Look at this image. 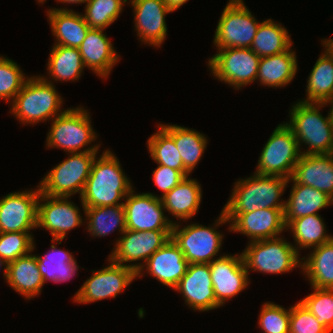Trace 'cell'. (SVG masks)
<instances>
[{
	"label": "cell",
	"instance_id": "obj_1",
	"mask_svg": "<svg viewBox=\"0 0 333 333\" xmlns=\"http://www.w3.org/2000/svg\"><path fill=\"white\" fill-rule=\"evenodd\" d=\"M130 179L121 168L119 159L110 150L95 157L90 175L81 194V204L85 208L123 205L120 202L133 189Z\"/></svg>",
	"mask_w": 333,
	"mask_h": 333
},
{
	"label": "cell",
	"instance_id": "obj_2",
	"mask_svg": "<svg viewBox=\"0 0 333 333\" xmlns=\"http://www.w3.org/2000/svg\"><path fill=\"white\" fill-rule=\"evenodd\" d=\"M46 77H29L10 103V113L24 125L51 121L65 111L61 109L63 99L56 91L54 81Z\"/></svg>",
	"mask_w": 333,
	"mask_h": 333
},
{
	"label": "cell",
	"instance_id": "obj_3",
	"mask_svg": "<svg viewBox=\"0 0 333 333\" xmlns=\"http://www.w3.org/2000/svg\"><path fill=\"white\" fill-rule=\"evenodd\" d=\"M288 179L281 176L255 174L234 183L231 197L223 212H251L258 209H284L282 197ZM281 200V201H280Z\"/></svg>",
	"mask_w": 333,
	"mask_h": 333
},
{
	"label": "cell",
	"instance_id": "obj_4",
	"mask_svg": "<svg viewBox=\"0 0 333 333\" xmlns=\"http://www.w3.org/2000/svg\"><path fill=\"white\" fill-rule=\"evenodd\" d=\"M324 106L327 104L299 100L289 110L290 121L286 124L292 129L299 147L302 143L308 146L302 155L333 153V124L330 112L326 117L320 113Z\"/></svg>",
	"mask_w": 333,
	"mask_h": 333
},
{
	"label": "cell",
	"instance_id": "obj_5",
	"mask_svg": "<svg viewBox=\"0 0 333 333\" xmlns=\"http://www.w3.org/2000/svg\"><path fill=\"white\" fill-rule=\"evenodd\" d=\"M89 115L81 106L65 109L61 115L51 120L46 146L50 149L61 148L68 153L98 152L100 144L88 146L97 138Z\"/></svg>",
	"mask_w": 333,
	"mask_h": 333
},
{
	"label": "cell",
	"instance_id": "obj_6",
	"mask_svg": "<svg viewBox=\"0 0 333 333\" xmlns=\"http://www.w3.org/2000/svg\"><path fill=\"white\" fill-rule=\"evenodd\" d=\"M248 242L241 253L248 274L251 270L265 274H283L294 268H302L301 254L285 238L279 236Z\"/></svg>",
	"mask_w": 333,
	"mask_h": 333
},
{
	"label": "cell",
	"instance_id": "obj_7",
	"mask_svg": "<svg viewBox=\"0 0 333 333\" xmlns=\"http://www.w3.org/2000/svg\"><path fill=\"white\" fill-rule=\"evenodd\" d=\"M224 223L229 221L223 211L212 227L191 223L181 229L180 223L176 222L172 226L171 239L183 252L189 264H210L220 252L224 237L217 231V226Z\"/></svg>",
	"mask_w": 333,
	"mask_h": 333
},
{
	"label": "cell",
	"instance_id": "obj_8",
	"mask_svg": "<svg viewBox=\"0 0 333 333\" xmlns=\"http://www.w3.org/2000/svg\"><path fill=\"white\" fill-rule=\"evenodd\" d=\"M99 152L69 153L68 158L52 168L40 181L42 194L48 196H81L90 175L91 166Z\"/></svg>",
	"mask_w": 333,
	"mask_h": 333
},
{
	"label": "cell",
	"instance_id": "obj_9",
	"mask_svg": "<svg viewBox=\"0 0 333 333\" xmlns=\"http://www.w3.org/2000/svg\"><path fill=\"white\" fill-rule=\"evenodd\" d=\"M301 150L292 129L286 123L278 124L262 149L254 173L290 179Z\"/></svg>",
	"mask_w": 333,
	"mask_h": 333
},
{
	"label": "cell",
	"instance_id": "obj_10",
	"mask_svg": "<svg viewBox=\"0 0 333 333\" xmlns=\"http://www.w3.org/2000/svg\"><path fill=\"white\" fill-rule=\"evenodd\" d=\"M259 25L243 0H229L219 18L213 44L216 49L250 48Z\"/></svg>",
	"mask_w": 333,
	"mask_h": 333
},
{
	"label": "cell",
	"instance_id": "obj_11",
	"mask_svg": "<svg viewBox=\"0 0 333 333\" xmlns=\"http://www.w3.org/2000/svg\"><path fill=\"white\" fill-rule=\"evenodd\" d=\"M260 59L250 48H226L218 49L207 65L216 79L239 90L256 80Z\"/></svg>",
	"mask_w": 333,
	"mask_h": 333
},
{
	"label": "cell",
	"instance_id": "obj_12",
	"mask_svg": "<svg viewBox=\"0 0 333 333\" xmlns=\"http://www.w3.org/2000/svg\"><path fill=\"white\" fill-rule=\"evenodd\" d=\"M170 240L171 231H131L126 229L115 241V246L108 257L113 262L138 272L142 263L136 264L134 262L141 260L145 263L155 251Z\"/></svg>",
	"mask_w": 333,
	"mask_h": 333
},
{
	"label": "cell",
	"instance_id": "obj_13",
	"mask_svg": "<svg viewBox=\"0 0 333 333\" xmlns=\"http://www.w3.org/2000/svg\"><path fill=\"white\" fill-rule=\"evenodd\" d=\"M110 264L95 272L76 292L73 301L79 304L97 302L106 298H116L137 278V272L117 264L108 258Z\"/></svg>",
	"mask_w": 333,
	"mask_h": 333
},
{
	"label": "cell",
	"instance_id": "obj_14",
	"mask_svg": "<svg viewBox=\"0 0 333 333\" xmlns=\"http://www.w3.org/2000/svg\"><path fill=\"white\" fill-rule=\"evenodd\" d=\"M123 201L127 230L172 231L176 222L164 215L165 208L160 196L150 192L137 194L132 189Z\"/></svg>",
	"mask_w": 333,
	"mask_h": 333
},
{
	"label": "cell",
	"instance_id": "obj_15",
	"mask_svg": "<svg viewBox=\"0 0 333 333\" xmlns=\"http://www.w3.org/2000/svg\"><path fill=\"white\" fill-rule=\"evenodd\" d=\"M37 189L17 191L6 194L0 199V233H30L37 228L38 201Z\"/></svg>",
	"mask_w": 333,
	"mask_h": 333
},
{
	"label": "cell",
	"instance_id": "obj_16",
	"mask_svg": "<svg viewBox=\"0 0 333 333\" xmlns=\"http://www.w3.org/2000/svg\"><path fill=\"white\" fill-rule=\"evenodd\" d=\"M68 198L70 199V197L48 196L40 193L37 228L50 231L52 239L63 240L67 237V232L85 222L78 206L68 201Z\"/></svg>",
	"mask_w": 333,
	"mask_h": 333
},
{
	"label": "cell",
	"instance_id": "obj_17",
	"mask_svg": "<svg viewBox=\"0 0 333 333\" xmlns=\"http://www.w3.org/2000/svg\"><path fill=\"white\" fill-rule=\"evenodd\" d=\"M230 223L229 232L241 233L251 241L281 236L286 229L284 209H258L251 212H224Z\"/></svg>",
	"mask_w": 333,
	"mask_h": 333
},
{
	"label": "cell",
	"instance_id": "obj_18",
	"mask_svg": "<svg viewBox=\"0 0 333 333\" xmlns=\"http://www.w3.org/2000/svg\"><path fill=\"white\" fill-rule=\"evenodd\" d=\"M217 308L248 287L250 281L242 255H221L210 264Z\"/></svg>",
	"mask_w": 333,
	"mask_h": 333
},
{
	"label": "cell",
	"instance_id": "obj_19",
	"mask_svg": "<svg viewBox=\"0 0 333 333\" xmlns=\"http://www.w3.org/2000/svg\"><path fill=\"white\" fill-rule=\"evenodd\" d=\"M140 42L160 47L167 36L165 16L172 12L163 0H130Z\"/></svg>",
	"mask_w": 333,
	"mask_h": 333
},
{
	"label": "cell",
	"instance_id": "obj_20",
	"mask_svg": "<svg viewBox=\"0 0 333 333\" xmlns=\"http://www.w3.org/2000/svg\"><path fill=\"white\" fill-rule=\"evenodd\" d=\"M174 290L183 295L185 304L194 311L217 308L209 264H189Z\"/></svg>",
	"mask_w": 333,
	"mask_h": 333
},
{
	"label": "cell",
	"instance_id": "obj_21",
	"mask_svg": "<svg viewBox=\"0 0 333 333\" xmlns=\"http://www.w3.org/2000/svg\"><path fill=\"white\" fill-rule=\"evenodd\" d=\"M188 261L183 252L171 239L163 247L155 251L149 259L141 264L137 277L141 278L142 273L147 271L151 277L156 278L163 285L174 289L180 279L186 274Z\"/></svg>",
	"mask_w": 333,
	"mask_h": 333
},
{
	"label": "cell",
	"instance_id": "obj_22",
	"mask_svg": "<svg viewBox=\"0 0 333 333\" xmlns=\"http://www.w3.org/2000/svg\"><path fill=\"white\" fill-rule=\"evenodd\" d=\"M313 187L333 199V153L301 155L288 181Z\"/></svg>",
	"mask_w": 333,
	"mask_h": 333
},
{
	"label": "cell",
	"instance_id": "obj_23",
	"mask_svg": "<svg viewBox=\"0 0 333 333\" xmlns=\"http://www.w3.org/2000/svg\"><path fill=\"white\" fill-rule=\"evenodd\" d=\"M103 31L104 29L90 28L78 49L85 67L106 79L120 56Z\"/></svg>",
	"mask_w": 333,
	"mask_h": 333
},
{
	"label": "cell",
	"instance_id": "obj_24",
	"mask_svg": "<svg viewBox=\"0 0 333 333\" xmlns=\"http://www.w3.org/2000/svg\"><path fill=\"white\" fill-rule=\"evenodd\" d=\"M46 12L56 37L54 45L79 48L90 29L83 15L67 8H50Z\"/></svg>",
	"mask_w": 333,
	"mask_h": 333
},
{
	"label": "cell",
	"instance_id": "obj_25",
	"mask_svg": "<svg viewBox=\"0 0 333 333\" xmlns=\"http://www.w3.org/2000/svg\"><path fill=\"white\" fill-rule=\"evenodd\" d=\"M162 204L168 213L180 221L188 220L196 215L202 199L201 184L189 176L164 196Z\"/></svg>",
	"mask_w": 333,
	"mask_h": 333
},
{
	"label": "cell",
	"instance_id": "obj_26",
	"mask_svg": "<svg viewBox=\"0 0 333 333\" xmlns=\"http://www.w3.org/2000/svg\"><path fill=\"white\" fill-rule=\"evenodd\" d=\"M6 282L27 300L40 295L44 282L37 265L36 255L30 252L8 263Z\"/></svg>",
	"mask_w": 333,
	"mask_h": 333
},
{
	"label": "cell",
	"instance_id": "obj_27",
	"mask_svg": "<svg viewBox=\"0 0 333 333\" xmlns=\"http://www.w3.org/2000/svg\"><path fill=\"white\" fill-rule=\"evenodd\" d=\"M287 200L284 208L286 226L293 219L318 214V211L322 208L333 204V199L323 191L303 184H296L295 182Z\"/></svg>",
	"mask_w": 333,
	"mask_h": 333
},
{
	"label": "cell",
	"instance_id": "obj_28",
	"mask_svg": "<svg viewBox=\"0 0 333 333\" xmlns=\"http://www.w3.org/2000/svg\"><path fill=\"white\" fill-rule=\"evenodd\" d=\"M292 46L285 52L262 57L259 61L256 80L263 86L284 87L288 85L297 73V58Z\"/></svg>",
	"mask_w": 333,
	"mask_h": 333
},
{
	"label": "cell",
	"instance_id": "obj_29",
	"mask_svg": "<svg viewBox=\"0 0 333 333\" xmlns=\"http://www.w3.org/2000/svg\"><path fill=\"white\" fill-rule=\"evenodd\" d=\"M301 269L312 287L333 289V238L303 257Z\"/></svg>",
	"mask_w": 333,
	"mask_h": 333
},
{
	"label": "cell",
	"instance_id": "obj_30",
	"mask_svg": "<svg viewBox=\"0 0 333 333\" xmlns=\"http://www.w3.org/2000/svg\"><path fill=\"white\" fill-rule=\"evenodd\" d=\"M160 126L174 139L184 168L191 174L207 147L206 136L194 129L176 124H160Z\"/></svg>",
	"mask_w": 333,
	"mask_h": 333
},
{
	"label": "cell",
	"instance_id": "obj_31",
	"mask_svg": "<svg viewBox=\"0 0 333 333\" xmlns=\"http://www.w3.org/2000/svg\"><path fill=\"white\" fill-rule=\"evenodd\" d=\"M56 241V242H55ZM60 241V242H59ZM62 240L52 239L50 252L43 256L36 255L37 265L44 284L51 280L55 283L70 280L78 271V264L72 253L68 250L57 249L55 243L61 244Z\"/></svg>",
	"mask_w": 333,
	"mask_h": 333
},
{
	"label": "cell",
	"instance_id": "obj_32",
	"mask_svg": "<svg viewBox=\"0 0 333 333\" xmlns=\"http://www.w3.org/2000/svg\"><path fill=\"white\" fill-rule=\"evenodd\" d=\"M292 44L287 29L270 18L260 22L250 49L262 58L283 53Z\"/></svg>",
	"mask_w": 333,
	"mask_h": 333
},
{
	"label": "cell",
	"instance_id": "obj_33",
	"mask_svg": "<svg viewBox=\"0 0 333 333\" xmlns=\"http://www.w3.org/2000/svg\"><path fill=\"white\" fill-rule=\"evenodd\" d=\"M85 68L78 48L53 45L47 64L51 80L75 82Z\"/></svg>",
	"mask_w": 333,
	"mask_h": 333
},
{
	"label": "cell",
	"instance_id": "obj_34",
	"mask_svg": "<svg viewBox=\"0 0 333 333\" xmlns=\"http://www.w3.org/2000/svg\"><path fill=\"white\" fill-rule=\"evenodd\" d=\"M87 231L94 237H104L116 228L122 235L126 231L123 205L99 206L85 208L82 204Z\"/></svg>",
	"mask_w": 333,
	"mask_h": 333
},
{
	"label": "cell",
	"instance_id": "obj_35",
	"mask_svg": "<svg viewBox=\"0 0 333 333\" xmlns=\"http://www.w3.org/2000/svg\"><path fill=\"white\" fill-rule=\"evenodd\" d=\"M294 237V247L299 250L316 248L323 243L329 242L333 235H327L326 225L319 214L307 215L298 219H293L287 226ZM289 229V230H288Z\"/></svg>",
	"mask_w": 333,
	"mask_h": 333
},
{
	"label": "cell",
	"instance_id": "obj_36",
	"mask_svg": "<svg viewBox=\"0 0 333 333\" xmlns=\"http://www.w3.org/2000/svg\"><path fill=\"white\" fill-rule=\"evenodd\" d=\"M306 88L302 102L327 103L333 99V61L324 51L309 74Z\"/></svg>",
	"mask_w": 333,
	"mask_h": 333
},
{
	"label": "cell",
	"instance_id": "obj_37",
	"mask_svg": "<svg viewBox=\"0 0 333 333\" xmlns=\"http://www.w3.org/2000/svg\"><path fill=\"white\" fill-rule=\"evenodd\" d=\"M152 160L157 165H163L179 170L186 177L190 173L184 168L180 153L174 143V139L159 125L157 132L149 137L146 143Z\"/></svg>",
	"mask_w": 333,
	"mask_h": 333
},
{
	"label": "cell",
	"instance_id": "obj_38",
	"mask_svg": "<svg viewBox=\"0 0 333 333\" xmlns=\"http://www.w3.org/2000/svg\"><path fill=\"white\" fill-rule=\"evenodd\" d=\"M126 2L128 0H88L82 15L90 28L106 30L119 18Z\"/></svg>",
	"mask_w": 333,
	"mask_h": 333
},
{
	"label": "cell",
	"instance_id": "obj_39",
	"mask_svg": "<svg viewBox=\"0 0 333 333\" xmlns=\"http://www.w3.org/2000/svg\"><path fill=\"white\" fill-rule=\"evenodd\" d=\"M313 292L300 302L330 333H333V289L311 287Z\"/></svg>",
	"mask_w": 333,
	"mask_h": 333
},
{
	"label": "cell",
	"instance_id": "obj_40",
	"mask_svg": "<svg viewBox=\"0 0 333 333\" xmlns=\"http://www.w3.org/2000/svg\"><path fill=\"white\" fill-rule=\"evenodd\" d=\"M28 78L21 71L19 64L0 56V100H6L8 103L11 99L12 102Z\"/></svg>",
	"mask_w": 333,
	"mask_h": 333
},
{
	"label": "cell",
	"instance_id": "obj_41",
	"mask_svg": "<svg viewBox=\"0 0 333 333\" xmlns=\"http://www.w3.org/2000/svg\"><path fill=\"white\" fill-rule=\"evenodd\" d=\"M31 233L6 232L0 233V258L7 263L25 256L35 249Z\"/></svg>",
	"mask_w": 333,
	"mask_h": 333
},
{
	"label": "cell",
	"instance_id": "obj_42",
	"mask_svg": "<svg viewBox=\"0 0 333 333\" xmlns=\"http://www.w3.org/2000/svg\"><path fill=\"white\" fill-rule=\"evenodd\" d=\"M262 305L257 322L263 333H289L290 307L286 310L272 302Z\"/></svg>",
	"mask_w": 333,
	"mask_h": 333
},
{
	"label": "cell",
	"instance_id": "obj_43",
	"mask_svg": "<svg viewBox=\"0 0 333 333\" xmlns=\"http://www.w3.org/2000/svg\"><path fill=\"white\" fill-rule=\"evenodd\" d=\"M289 333H330L299 301L290 307Z\"/></svg>",
	"mask_w": 333,
	"mask_h": 333
},
{
	"label": "cell",
	"instance_id": "obj_44",
	"mask_svg": "<svg viewBox=\"0 0 333 333\" xmlns=\"http://www.w3.org/2000/svg\"><path fill=\"white\" fill-rule=\"evenodd\" d=\"M154 184L163 192L162 196L177 186L186 176L179 170L158 165L153 171Z\"/></svg>",
	"mask_w": 333,
	"mask_h": 333
},
{
	"label": "cell",
	"instance_id": "obj_45",
	"mask_svg": "<svg viewBox=\"0 0 333 333\" xmlns=\"http://www.w3.org/2000/svg\"><path fill=\"white\" fill-rule=\"evenodd\" d=\"M321 44L325 47L324 52L326 55L333 61V39H323L321 40Z\"/></svg>",
	"mask_w": 333,
	"mask_h": 333
},
{
	"label": "cell",
	"instance_id": "obj_46",
	"mask_svg": "<svg viewBox=\"0 0 333 333\" xmlns=\"http://www.w3.org/2000/svg\"><path fill=\"white\" fill-rule=\"evenodd\" d=\"M163 1L167 5V7L172 12H174L175 10H177L179 7H181L182 5H184L189 0H163Z\"/></svg>",
	"mask_w": 333,
	"mask_h": 333
},
{
	"label": "cell",
	"instance_id": "obj_47",
	"mask_svg": "<svg viewBox=\"0 0 333 333\" xmlns=\"http://www.w3.org/2000/svg\"><path fill=\"white\" fill-rule=\"evenodd\" d=\"M1 267H4V269H3V276H4V278L6 279V281H7V277H8V263L5 261V260H3V259H1L0 258V268Z\"/></svg>",
	"mask_w": 333,
	"mask_h": 333
},
{
	"label": "cell",
	"instance_id": "obj_48",
	"mask_svg": "<svg viewBox=\"0 0 333 333\" xmlns=\"http://www.w3.org/2000/svg\"><path fill=\"white\" fill-rule=\"evenodd\" d=\"M57 2H61L64 4H81V3H87L88 0H56Z\"/></svg>",
	"mask_w": 333,
	"mask_h": 333
},
{
	"label": "cell",
	"instance_id": "obj_49",
	"mask_svg": "<svg viewBox=\"0 0 333 333\" xmlns=\"http://www.w3.org/2000/svg\"><path fill=\"white\" fill-rule=\"evenodd\" d=\"M327 105L329 104V105H331L330 106V115H331V120H332V124H333V99L332 100H330V101H328L327 103H326Z\"/></svg>",
	"mask_w": 333,
	"mask_h": 333
},
{
	"label": "cell",
	"instance_id": "obj_50",
	"mask_svg": "<svg viewBox=\"0 0 333 333\" xmlns=\"http://www.w3.org/2000/svg\"><path fill=\"white\" fill-rule=\"evenodd\" d=\"M38 1V3L40 4H43L46 0H37Z\"/></svg>",
	"mask_w": 333,
	"mask_h": 333
}]
</instances>
